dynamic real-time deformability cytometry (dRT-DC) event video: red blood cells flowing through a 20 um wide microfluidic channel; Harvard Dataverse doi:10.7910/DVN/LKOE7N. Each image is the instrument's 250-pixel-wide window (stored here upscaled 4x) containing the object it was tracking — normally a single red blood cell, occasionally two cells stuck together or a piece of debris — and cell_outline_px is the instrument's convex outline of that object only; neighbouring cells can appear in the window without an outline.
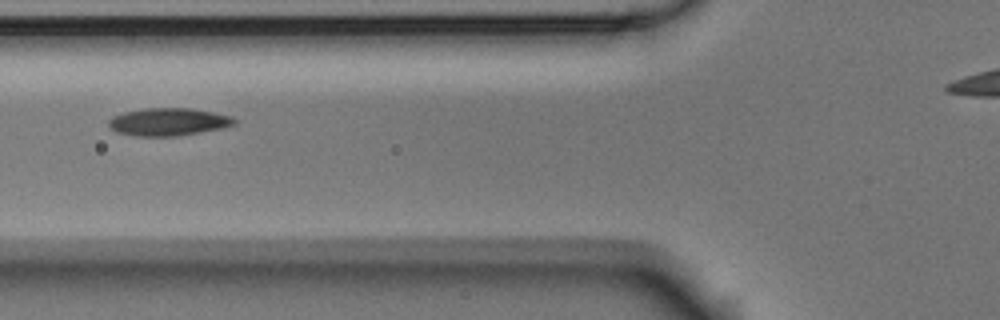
{"species": "Egyptian fruit bat (a non-hibernating species)", "species_latin": "Rousettus aegyptiacus", "temperature_condition": "room temperature", "stored_images_in_passage": 14, "camera_frame_rate_fps": 3000, "um_per_image_px": 0.085, "animal": {"sex": "male"}, "frame": {"image": 1, "passage_image": 5, "time_ms": 1.333, "image_size_px": [1000, 320], "cell_outline_px": [[236, 124], [220, 128], [200, 132], [176, 136], [136, 136], [116, 132], [108, 128], [108, 120], [112, 116], [124, 112], [144, 108], [192, 108], [232, 116], [236, 120]], "centroid_in_image_um": [14.27, 10.35], "position_along_channel_um": 111.5, "area_um2": 20.35}}
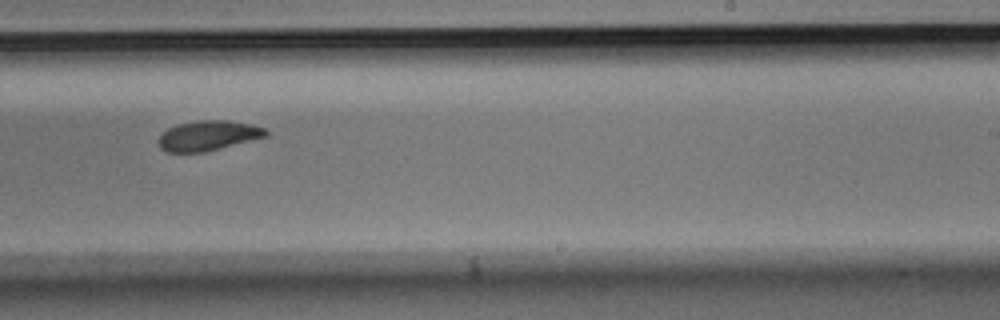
{"frame": {"image": 2, "passage_image": 9, "time_ms": 2.667, "image_size_px": [1000, 320], "cell_outline_px": [[268, 136], [204, 152], [168, 152], [160, 148], [160, 136], [168, 128], [176, 124], [196, 120], [228, 120], [252, 124], [268, 128]], "centroid_in_image_um": [17.74, 11.51], "position_along_channel_um": 271.3, "area_um2": 18.79}}
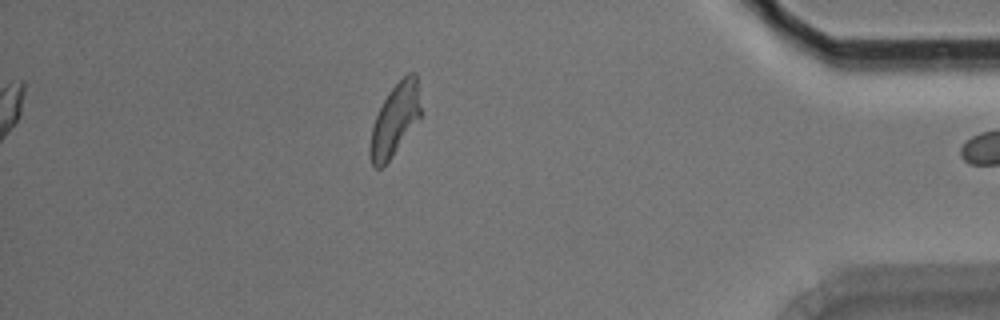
{"frame": {"image": 3, "passage_image": 14, "time_ms": 4.333, "image_size_px": [1000, 320], "cell_outline_px": [[420, 120], [392, 156], [380, 168], [376, 168], [372, 164], [368, 152], [368, 148], [372, 124], [388, 92], [408, 72], [416, 72], [420, 108]], "centroid_in_image_um": [33.55, 10.2], "position_along_channel_um": 401.6, "area_um2": 21.15}}